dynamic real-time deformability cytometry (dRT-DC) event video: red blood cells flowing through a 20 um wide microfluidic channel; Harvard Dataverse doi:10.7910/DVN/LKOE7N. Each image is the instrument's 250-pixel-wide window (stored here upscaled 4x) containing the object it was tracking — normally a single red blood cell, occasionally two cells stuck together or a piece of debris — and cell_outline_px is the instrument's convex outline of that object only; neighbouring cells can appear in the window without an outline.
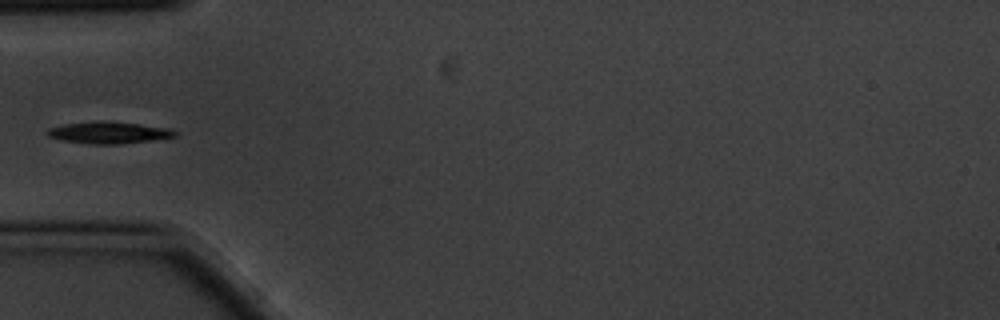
{"species": "common noctule bat (a hibernating species)", "species_latin": "Nyctalus noctula", "temperature_condition": "cold", "stored_images_in_passage": 6, "camera_frame_rate_fps": 3000, "um_per_image_px": 0.085, "animal": {"sex": "male", "body_mass_g": 20.1, "forearm_length_mm": 53.5}, "frame": {"image": 1, "passage_image": 1, "time_ms": 0.0, "image_size_px": [1000, 320], "cell_outline_px": [[180, 132], [176, 136], [152, 140], [116, 144], [88, 144], [64, 140], [48, 136], [44, 132], [48, 128], [64, 124], [100, 120], [140, 124], [172, 128]], "centroid_in_image_um": [9.27, 11.26], "position_along_channel_um": 75.7, "area_um2": 16.36}}
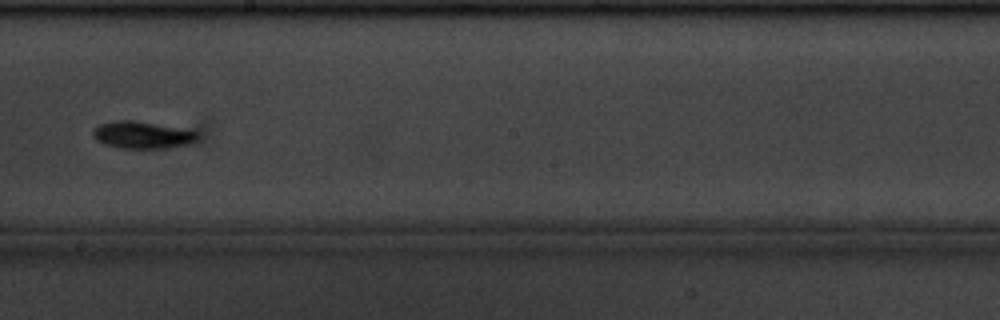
{"frame": {"image": 2, "passage_image": 5, "time_ms": 1.333, "image_size_px": [1000, 320], "cell_outline_px": [[200, 136], [196, 140], [188, 144], [168, 148], [120, 148], [104, 144], [96, 140], [92, 136], [92, 132], [100, 124], [116, 120], [132, 120], [196, 132]], "centroid_in_image_um": [12.04, 11.49], "position_along_channel_um": 236.2, "area_um2": 16.18}}